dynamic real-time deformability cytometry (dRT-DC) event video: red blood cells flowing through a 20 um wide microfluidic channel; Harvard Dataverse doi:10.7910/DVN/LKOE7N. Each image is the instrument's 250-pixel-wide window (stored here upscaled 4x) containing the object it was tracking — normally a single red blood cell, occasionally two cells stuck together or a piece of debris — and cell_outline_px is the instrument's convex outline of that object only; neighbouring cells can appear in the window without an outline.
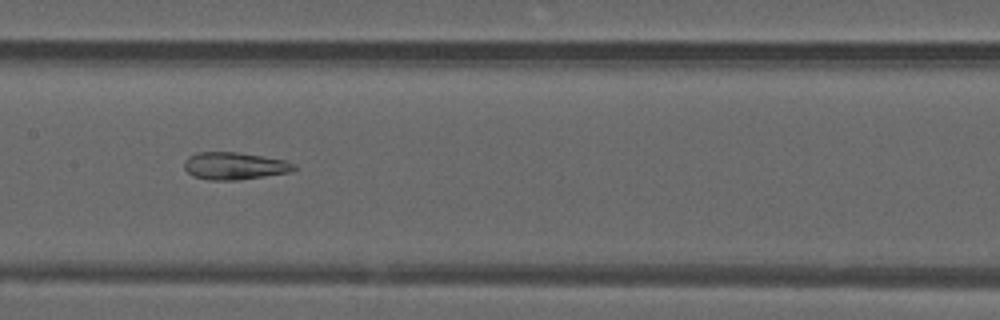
{"species": "common noctule bat (a hibernating species)", "species_latin": "Nyctalus noctula", "temperature_condition": "warm", "stored_images_in_passage": 51, "camera_frame_rate_fps": 3000, "um_per_image_px": 0.085, "animal": {"sex": "male", "forearm_length_mm": 52.5}, "frame": {"image": 1, "passage_image": 25, "time_ms": 8.0, "image_size_px": [1000, 320], "cell_outline_px": [[296, 168], [292, 172], [236, 180], [208, 180], [192, 176], [184, 168], [184, 164], [188, 156], [196, 152], [236, 152], [284, 160], [296, 164]], "centroid_in_image_um": [19.91, 14.1], "position_along_channel_um": 187.5, "area_um2": 17.46}}
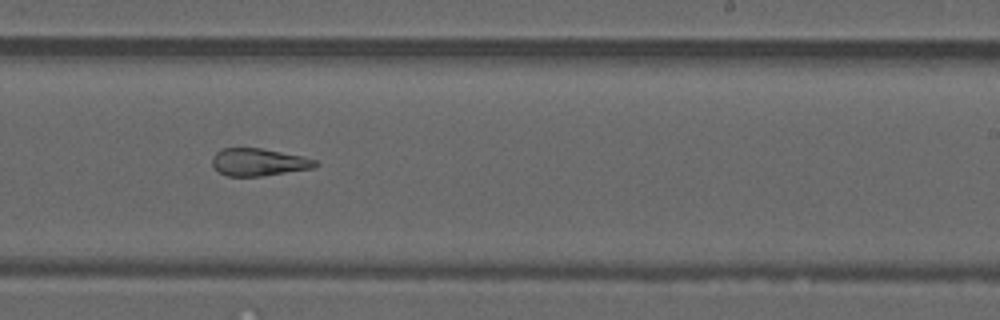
{"frame": {"image": 2, "passage_image": 31, "time_ms": 10.0, "image_size_px": [1000, 320], "cell_outline_px": [[320, 164], [312, 168], [260, 176], [228, 176], [220, 172], [212, 164], [212, 156], [216, 152], [224, 148], [260, 148], [300, 156], [316, 160]], "centroid_in_image_um": [21.96, 13.78], "position_along_channel_um": 267.0, "area_um2": 16.18}}
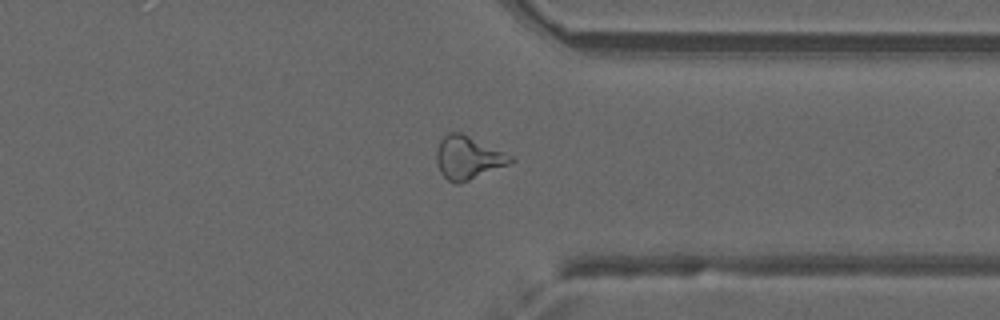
{"frame": {"image": 3, "passage_image": 39, "time_ms": 12.667, "image_size_px": [1000, 320], "cell_outline_px": [[516, 160], [508, 164], [468, 180], [456, 184], [448, 180], [440, 172], [436, 164], [436, 152], [440, 140], [448, 132], [460, 132], [512, 156]], "centroid_in_image_um": [39.74, 13.4], "position_along_channel_um": 371.7, "area_um2": 18.21}, "authors_computed_cell_mechanics": {"area_um2": 19.8254, "velocity_mm_per_s": 4.0041, "shape_relaxation_time_tau1_ms": null, "shape_relaxation_time_tau2_ms": 1.6606, "deformation_change_tau1": null, "deformation_change_tau2": 0.1076}}